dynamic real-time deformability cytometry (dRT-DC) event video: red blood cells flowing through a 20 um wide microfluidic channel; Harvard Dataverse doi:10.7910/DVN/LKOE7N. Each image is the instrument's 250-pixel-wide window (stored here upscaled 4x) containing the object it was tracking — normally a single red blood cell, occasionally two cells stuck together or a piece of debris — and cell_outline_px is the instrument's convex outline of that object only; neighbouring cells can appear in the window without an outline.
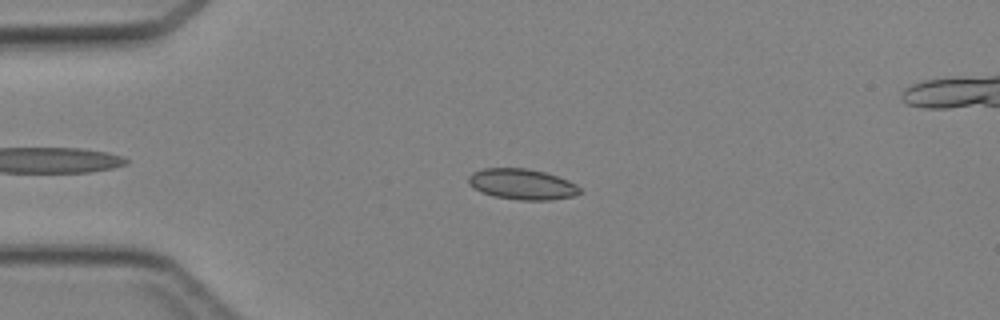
{"species": "Egyptian fruit bat (a non-hibernating species)", "species_latin": "Rousettus aegyptiacus", "temperature_condition": "cold", "stored_images_in_passage": 46, "camera_frame_rate_fps": 3000, "um_per_image_px": 0.085, "animal": {"sex": "female"}, "frame": {"image": 1, "passage_image": 10, "time_ms": 3.0, "image_size_px": [1000, 320], "cell_outline_px": [[580, 192], [572, 196], [552, 200], [520, 200], [492, 196], [480, 192], [468, 184], [468, 176], [472, 172], [484, 168], [524, 168], [544, 172], [568, 180], [576, 184], [580, 188]], "centroid_in_image_um": [44.33, 15.66], "position_along_channel_um": 40.7, "area_um2": 19.94}}
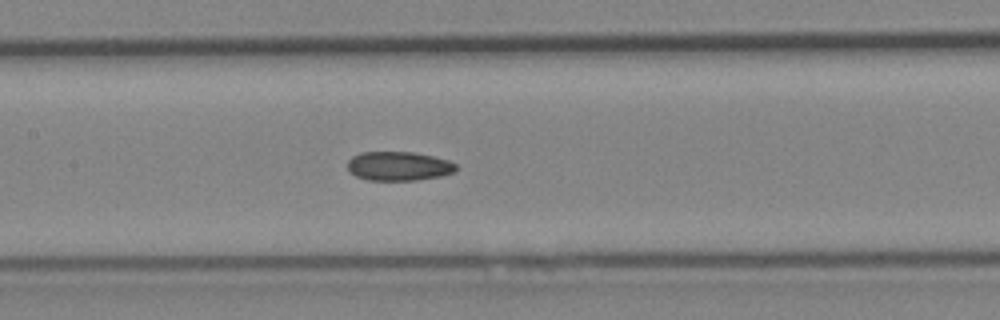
{"frame": {"image": 2, "passage_image": 21, "time_ms": 6.667, "image_size_px": [1000, 320], "cell_outline_px": [[460, 168], [456, 172], [440, 176], [416, 180], [368, 180], [356, 176], [348, 172], [348, 160], [352, 156], [360, 152], [412, 152], [432, 156], [448, 160], [456, 164]], "centroid_in_image_um": [33.9, 14.12], "position_along_channel_um": 173.5, "area_um2": 18.55}}
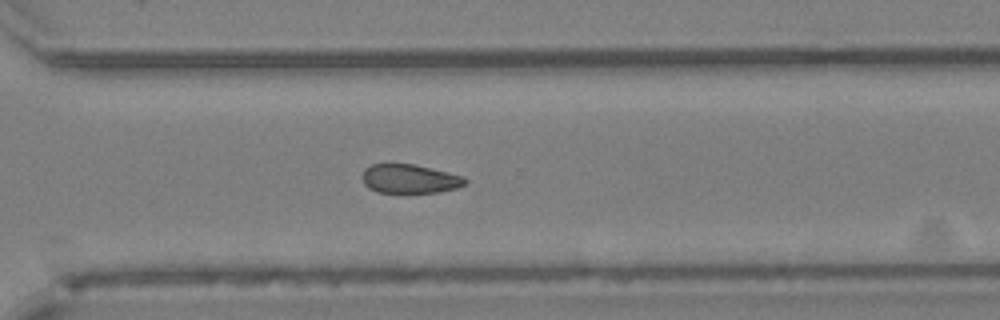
{"frame": {"image": 3, "passage_image": 32, "time_ms": 10.333, "image_size_px": [1000, 320], "cell_outline_px": [[468, 180], [464, 184], [456, 188], [440, 192], [400, 196], [376, 192], [368, 188], [364, 184], [364, 168], [372, 164], [412, 164], [464, 176]], "centroid_in_image_um": [34.81, 15.26], "position_along_channel_um": 335.8, "area_um2": 18.03}}